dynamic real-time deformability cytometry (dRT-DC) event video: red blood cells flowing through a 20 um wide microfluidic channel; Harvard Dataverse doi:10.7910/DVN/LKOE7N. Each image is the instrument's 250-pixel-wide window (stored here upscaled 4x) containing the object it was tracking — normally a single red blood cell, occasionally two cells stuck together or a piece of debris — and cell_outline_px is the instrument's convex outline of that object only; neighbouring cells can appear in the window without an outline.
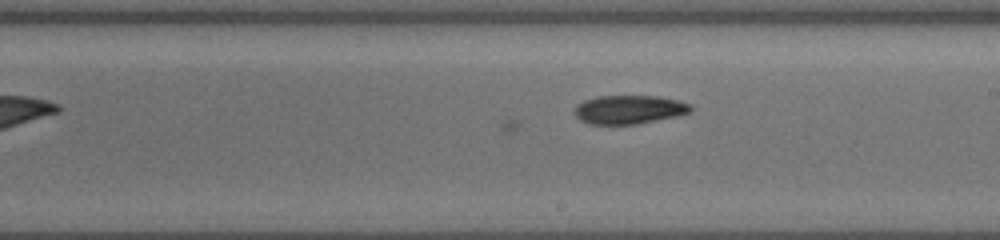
{"species": "common noctule bat (a hibernating species)", "species_latin": "Nyctalus noctula", "temperature_condition": "cold", "stored_images_in_passage": 50, "camera_frame_rate_fps": 3000, "um_per_image_px": 0.085, "animal": {"sex": "female", "body_mass_g": 19.5, "forearm_length_mm": 54.1}, "frame": {"image": 1, "passage_image": 38, "time_ms": 12.333, "image_size_px": [1000, 240], "cell_outline_px": [[692, 108], [688, 112], [676, 116], [636, 124], [592, 124], [580, 120], [572, 112], [576, 104], [584, 100], [596, 96], [656, 96], [676, 100], [692, 104]], "centroid_in_image_um": [53.41, 9.3], "position_along_channel_um": 235.6, "area_um2": 19.36}}